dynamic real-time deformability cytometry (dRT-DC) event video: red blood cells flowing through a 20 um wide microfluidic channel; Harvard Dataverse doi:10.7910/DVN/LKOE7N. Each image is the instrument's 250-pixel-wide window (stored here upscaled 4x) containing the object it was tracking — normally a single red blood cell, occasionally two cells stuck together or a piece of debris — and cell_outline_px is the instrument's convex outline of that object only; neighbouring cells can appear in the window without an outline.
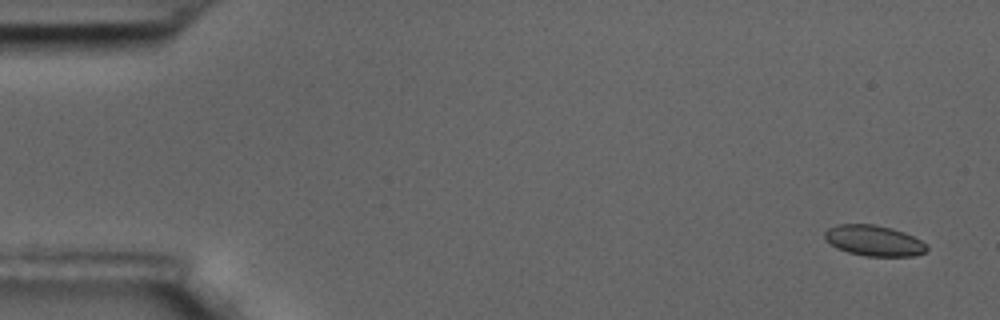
{"species": "common noctule bat (a hibernating species)", "species_latin": "Nyctalus noctula", "temperature_condition": "room temperature", "stored_images_in_passage": 15, "camera_frame_rate_fps": 3000, "um_per_image_px": 0.085, "animal": {"sex": "male", "body_mass_g": 17.5, "forearm_length_mm": 52.3}, "frame": {"image": 1, "passage_image": 1, "time_ms": 0.0, "image_size_px": [1000, 320], "cell_outline_px": [[928, 248], [924, 252], [916, 256], [864, 256], [848, 252], [836, 248], [824, 236], [824, 232], [828, 228], [836, 224], [876, 224], [892, 228], [904, 232], [928, 244]], "centroid_in_image_um": [74.3, 20.45], "position_along_channel_um": 10.7, "area_um2": 18.32}}
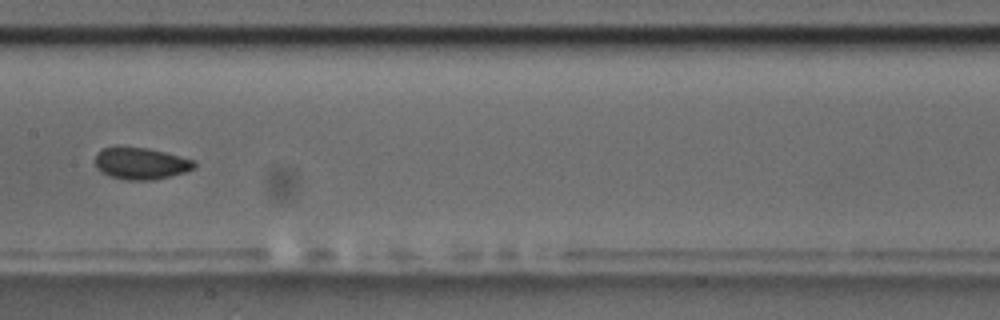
{"frame": {"image": 2, "passage_image": 8, "time_ms": 2.333, "image_size_px": [1000, 320], "cell_outline_px": [[196, 168], [184, 172], [152, 180], [124, 180], [108, 176], [100, 172], [96, 168], [96, 156], [104, 148], [148, 148], [196, 160]], "centroid_in_image_um": [12.0, 13.92], "position_along_channel_um": 195.4, "area_um2": 18.15}}
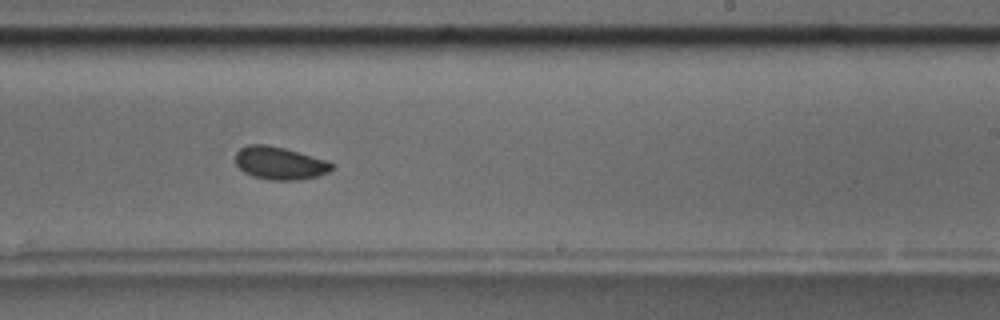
{"frame": {"image": 3, "passage_image": 10, "time_ms": 3.0, "image_size_px": [1000, 320], "cell_outline_px": [[332, 168], [328, 172], [316, 176], [296, 180], [268, 180], [252, 176], [244, 172], [236, 164], [236, 152], [240, 148], [248, 144], [268, 144], [284, 148], [328, 160], [332, 164]], "centroid_in_image_um": [23.75, 13.86], "position_along_channel_um": 265.3, "area_um2": 18.38}}